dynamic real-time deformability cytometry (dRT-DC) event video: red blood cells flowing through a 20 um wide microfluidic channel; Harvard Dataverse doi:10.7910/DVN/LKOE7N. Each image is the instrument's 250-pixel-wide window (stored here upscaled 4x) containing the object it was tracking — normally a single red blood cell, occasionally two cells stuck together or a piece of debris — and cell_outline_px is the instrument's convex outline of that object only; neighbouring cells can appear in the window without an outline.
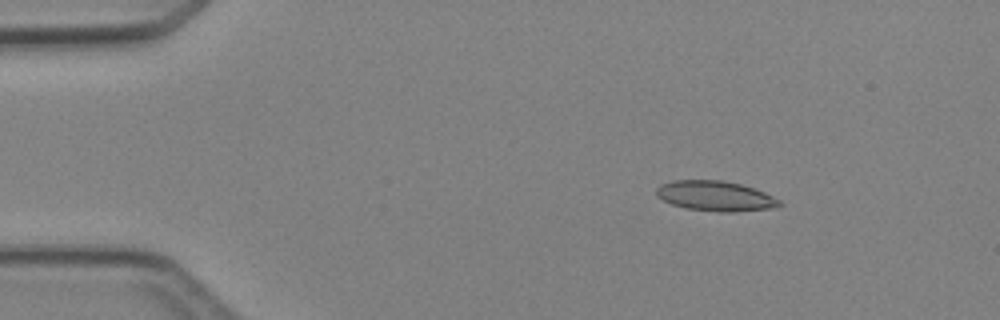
{"species": "Egyptian fruit bat (a non-hibernating species)", "species_latin": "Rousettus aegyptiacus", "temperature_condition": "cold", "stored_images_in_passage": 3, "camera_frame_rate_fps": 3000, "um_per_image_px": 0.085, "animal": {"sex": "female"}, "frame": {"image": 1, "passage_image": 1, "time_ms": 0.0, "image_size_px": [1000, 320], "cell_outline_px": [[780, 204], [768, 208], [736, 212], [720, 212], [688, 208], [672, 204], [656, 196], [656, 188], [660, 184], [672, 180], [720, 180], [740, 184], [764, 192], [780, 200]], "centroid_in_image_um": [60.75, 16.65], "position_along_channel_um": 24.3, "area_um2": 21.27}}
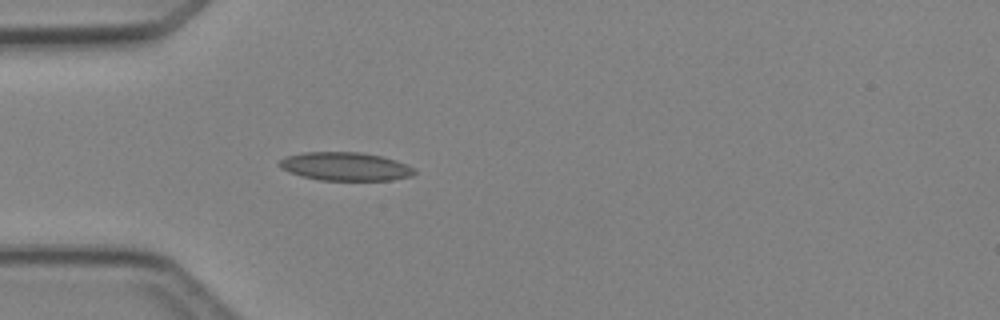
{"frame": {"image": 2, "passage_image": 3, "time_ms": 2.333, "image_size_px": [1000, 320], "cell_outline_px": [[416, 172], [412, 176], [392, 180], [320, 180], [288, 172], [280, 168], [276, 164], [284, 156], [304, 152], [360, 152], [380, 156], [396, 160], [412, 168]], "centroid_in_image_um": [29.3, 14.14], "position_along_channel_um": 55.7, "area_um2": 22.31}}